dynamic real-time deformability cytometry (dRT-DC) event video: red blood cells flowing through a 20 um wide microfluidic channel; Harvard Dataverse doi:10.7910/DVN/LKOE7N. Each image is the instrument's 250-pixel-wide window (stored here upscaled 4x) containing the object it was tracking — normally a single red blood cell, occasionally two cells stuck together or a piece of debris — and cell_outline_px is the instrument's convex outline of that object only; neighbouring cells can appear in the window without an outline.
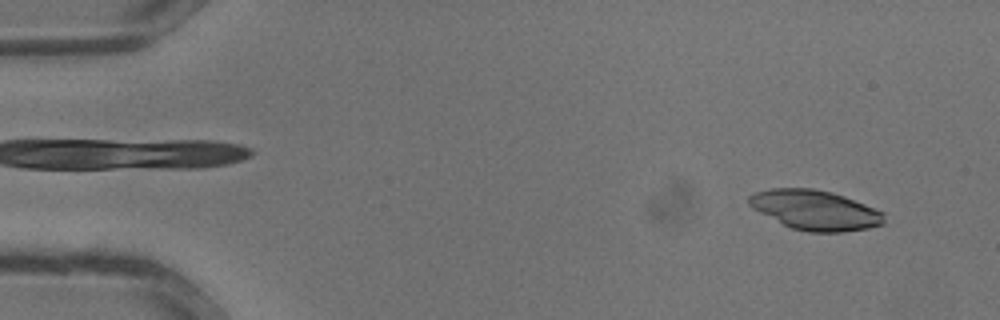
{"species": "common noctule bat (a hibernating species)", "species_latin": "Nyctalus noctula", "temperature_condition": "warm", "stored_images_in_passage": 32, "camera_frame_rate_fps": 3000, "um_per_image_px": 0.085, "animal": {"sex": "male", "body_mass_g": 13.3}, "frame": {"image": 1, "passage_image": 1, "time_ms": 0.0, "image_size_px": [1000, 320], "cell_outline_px": [[884, 224], [868, 228], [844, 232], [808, 232], [792, 228], [752, 208], [748, 204], [748, 196], [756, 192], [772, 188], [812, 188], [832, 192], [844, 196], [884, 212]], "centroid_in_image_um": [69.3, 17.85], "position_along_channel_um": 15.7, "area_um2": 31.15}}
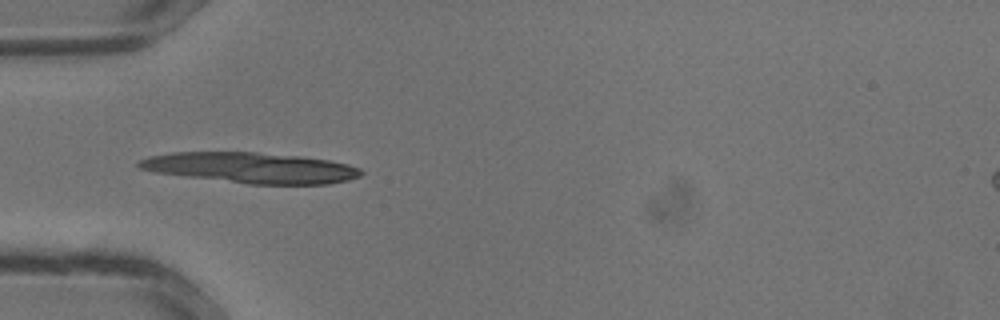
{"frame": {"image": 2, "passage_image": 9, "time_ms": 2.667, "image_size_px": [1000, 320], "cell_outline_px": [[364, 172], [360, 176], [348, 180], [328, 184], [248, 184], [156, 172], [140, 168], [136, 164], [140, 160], [148, 156], [172, 152], [256, 152], [300, 156], [328, 160], [348, 164], [360, 168]], "centroid_in_image_um": [21.36, 14.25], "position_along_channel_um": 63.6, "area_um2": 39.48}}